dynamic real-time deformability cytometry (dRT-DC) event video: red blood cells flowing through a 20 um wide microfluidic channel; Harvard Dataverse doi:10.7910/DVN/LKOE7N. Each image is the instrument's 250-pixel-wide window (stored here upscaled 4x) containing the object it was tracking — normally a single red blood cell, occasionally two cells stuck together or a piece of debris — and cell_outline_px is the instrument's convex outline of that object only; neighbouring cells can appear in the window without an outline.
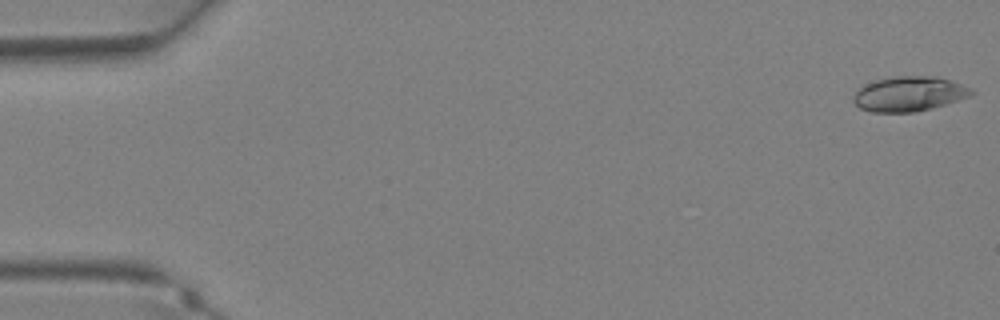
{"species": "Egyptian fruit bat (a non-hibernating species)", "species_latin": "Rousettus aegyptiacus", "temperature_condition": "warm", "stored_images_in_passage": 37, "camera_frame_rate_fps": 3000, "um_per_image_px": 0.085, "animal": {"sex": "female"}, "frame": {"image": 1, "passage_image": 1, "time_ms": 0.0, "image_size_px": [1000, 320], "cell_outline_px": [[976, 92], [968, 96], [932, 108], [916, 112], [872, 112], [860, 108], [852, 100], [852, 96], [860, 88], [876, 80], [892, 76], [936, 76], [952, 80]], "centroid_in_image_um": [77.25, 7.98], "position_along_channel_um": 7.8, "area_um2": 23.7}}
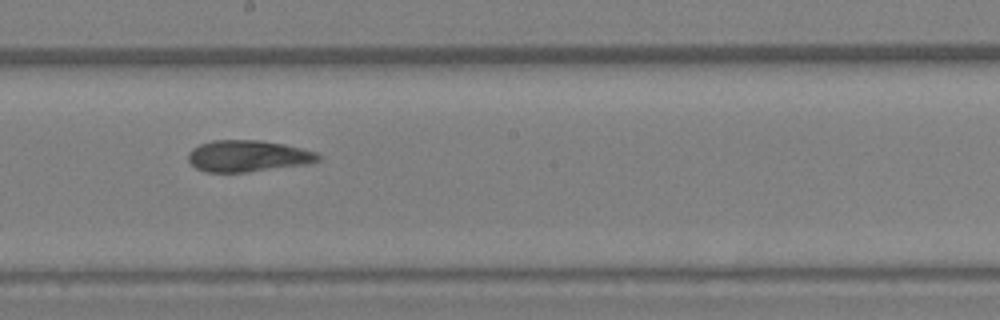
{"frame": {"image": 2, "passage_image": 21, "time_ms": 6.667, "image_size_px": [1000, 320], "cell_outline_px": [[320, 160], [308, 164], [248, 172], [204, 172], [196, 168], [188, 160], [188, 152], [192, 148], [200, 144], [212, 140], [260, 140], [284, 144], [316, 152], [320, 156]], "centroid_in_image_um": [21.05, 13.26], "position_along_channel_um": 227.2, "area_um2": 23.93}}
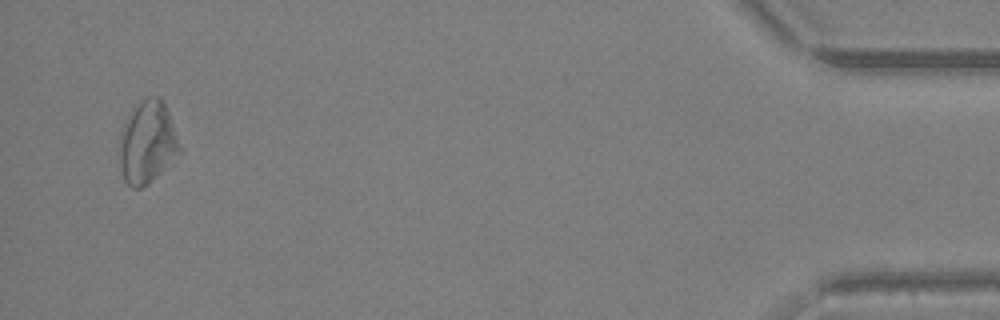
{"frame": {"image": 3, "passage_image": 36, "time_ms": 11.667, "image_size_px": [1000, 320], "cell_outline_px": [[180, 152], [148, 184], [140, 188], [132, 188], [124, 180], [120, 168], [120, 132], [128, 116], [140, 100], [148, 96], [160, 96], [164, 100], [180, 148]], "centroid_in_image_um": [12.5, 12.08], "position_along_channel_um": 422.7, "area_um2": 28.44}}